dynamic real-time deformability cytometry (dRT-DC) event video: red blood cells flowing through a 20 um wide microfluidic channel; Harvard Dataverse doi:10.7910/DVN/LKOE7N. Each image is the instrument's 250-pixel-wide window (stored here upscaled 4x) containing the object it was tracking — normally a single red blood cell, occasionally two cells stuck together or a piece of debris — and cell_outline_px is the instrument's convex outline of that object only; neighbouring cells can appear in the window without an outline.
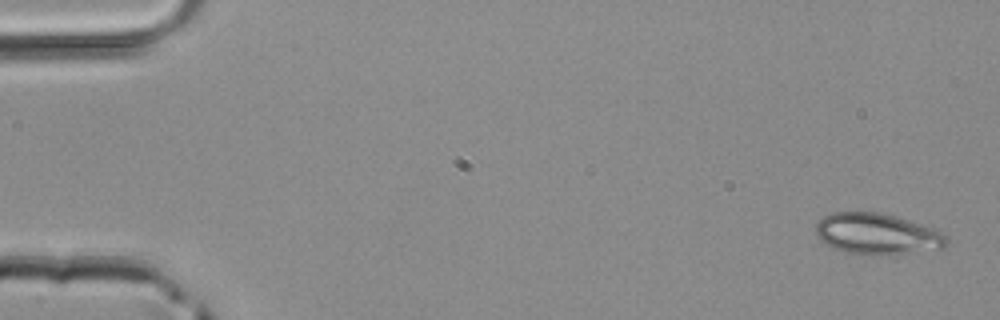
{"species": "common noctule bat (a hibernating species)", "species_latin": "Nyctalus noctula", "temperature_condition": "room temperature", "stored_images_in_passage": 4, "camera_frame_rate_fps": 3000, "um_per_image_px": 0.085, "animal": {"sex": "male", "body_mass_g": 20.4}, "frame": {"image": 1, "passage_image": 1, "time_ms": 0.0, "image_size_px": [1000, 320], "cell_outline_px": [[948, 244], [944, 248], [880, 256], [876, 256], [848, 252], [836, 248], [820, 240], [816, 236], [816, 220], [832, 212], [880, 212], [896, 216], [936, 228], [948, 240]], "centroid_in_image_um": [74.56, 19.87], "position_along_channel_um": 10.4, "area_um2": 31.5}}